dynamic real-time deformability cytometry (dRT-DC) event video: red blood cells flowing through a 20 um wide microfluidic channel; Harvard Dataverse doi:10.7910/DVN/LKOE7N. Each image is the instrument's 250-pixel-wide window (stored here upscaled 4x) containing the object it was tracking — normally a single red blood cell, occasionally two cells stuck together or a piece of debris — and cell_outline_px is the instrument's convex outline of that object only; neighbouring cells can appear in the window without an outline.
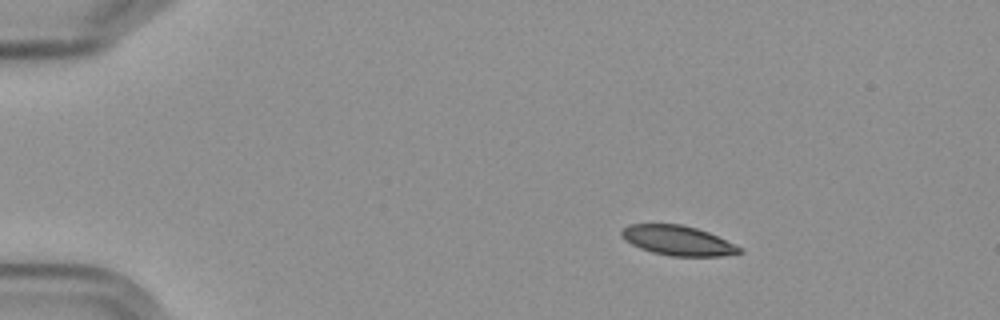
{"species": "Egyptian fruit bat (a non-hibernating species)", "species_latin": "Rousettus aegyptiacus", "temperature_condition": "cold", "stored_images_in_passage": 6, "camera_frame_rate_fps": 3000, "um_per_image_px": 0.085, "frame": {"image": 1, "passage_image": 2, "time_ms": 1.333, "image_size_px": [1000, 320], "cell_outline_px": [[744, 252], [720, 256], [668, 256], [652, 252], [640, 248], [624, 240], [620, 236], [620, 232], [628, 224], [680, 224], [696, 228], [708, 232], [740, 248]], "centroid_in_image_um": [57.54, 20.44], "position_along_channel_um": 27.5, "area_um2": 20.23}}
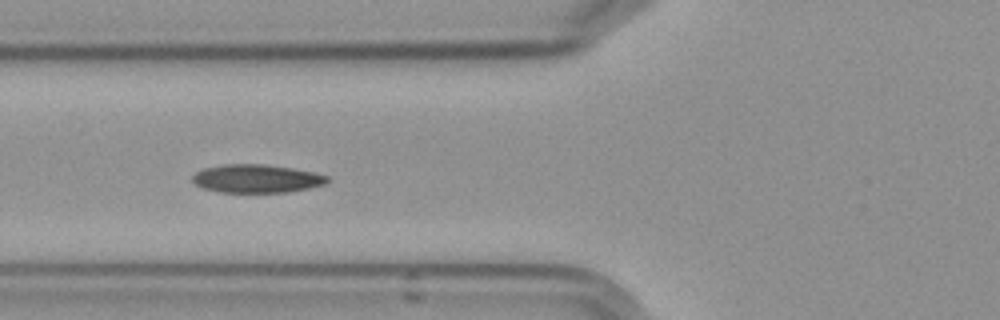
{"frame": {"image": 2, "passage_image": 5, "time_ms": 5.667, "image_size_px": [1000, 320], "cell_outline_px": [[328, 180], [324, 184], [308, 188], [288, 192], [220, 192], [204, 188], [196, 184], [192, 180], [192, 176], [196, 172], [204, 168], [224, 164], [264, 164], [292, 168], [312, 172], [328, 176]], "centroid_in_image_um": [21.79, 15.18], "position_along_channel_um": 104.0, "area_um2": 22.02}}
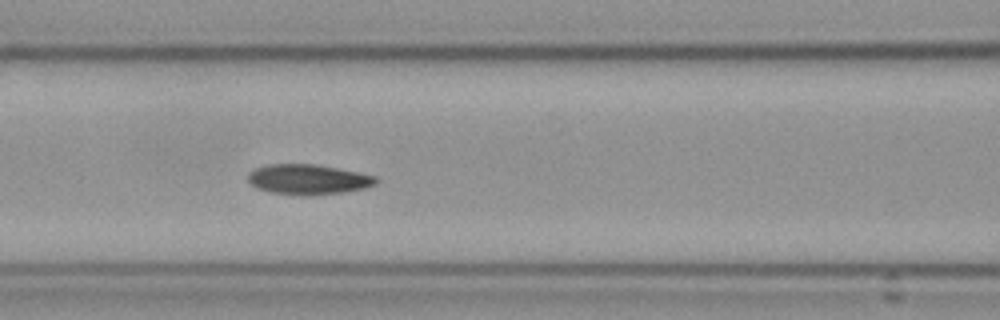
{"frame": {"image": 3, "passage_image": 6, "time_ms": 6.667, "image_size_px": [1000, 320], "cell_outline_px": [[380, 180], [376, 184], [364, 188], [344, 192], [308, 196], [300, 196], [272, 192], [256, 188], [248, 180], [248, 172], [256, 168], [268, 164], [316, 164], [376, 176]], "centroid_in_image_um": [26.19, 15.26], "position_along_channel_um": 140.4, "area_um2": 22.54}}